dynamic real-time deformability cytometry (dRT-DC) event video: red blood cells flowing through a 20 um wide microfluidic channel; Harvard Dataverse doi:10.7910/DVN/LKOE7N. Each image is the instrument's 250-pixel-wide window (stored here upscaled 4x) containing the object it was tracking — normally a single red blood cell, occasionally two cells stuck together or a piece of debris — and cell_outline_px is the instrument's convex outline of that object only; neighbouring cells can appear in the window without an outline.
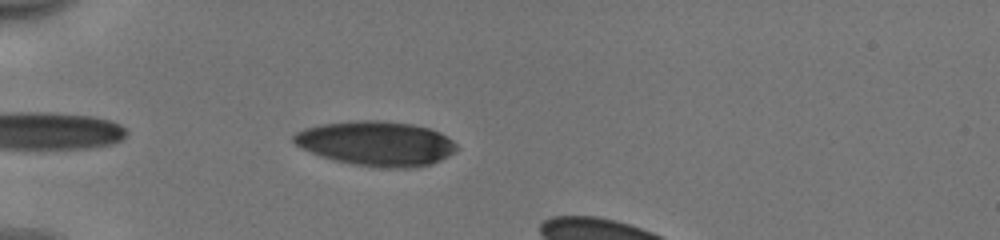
{"species": "human", "species_latin": "Homo sapiens", "temperature_condition": "cold", "stored_images_in_passage": 9, "camera_frame_rate_fps": 3000, "um_per_image_px": 0.085, "donor": {"sex": "male"}, "frame": {"image": 1, "passage_image": 3, "time_ms": 0.667, "image_size_px": [1000, 240], "cell_outline_px": [[460, 148], [456, 152], [432, 164], [412, 168], [384, 168], [352, 164], [320, 156], [300, 148], [292, 140], [292, 136], [296, 132], [304, 128], [320, 124], [356, 120], [380, 120], [412, 124], [428, 128], [440, 132], [452, 140]], "centroid_in_image_um": [31.99, 12.2], "position_along_channel_um": 53.0, "area_um2": 42.71}}